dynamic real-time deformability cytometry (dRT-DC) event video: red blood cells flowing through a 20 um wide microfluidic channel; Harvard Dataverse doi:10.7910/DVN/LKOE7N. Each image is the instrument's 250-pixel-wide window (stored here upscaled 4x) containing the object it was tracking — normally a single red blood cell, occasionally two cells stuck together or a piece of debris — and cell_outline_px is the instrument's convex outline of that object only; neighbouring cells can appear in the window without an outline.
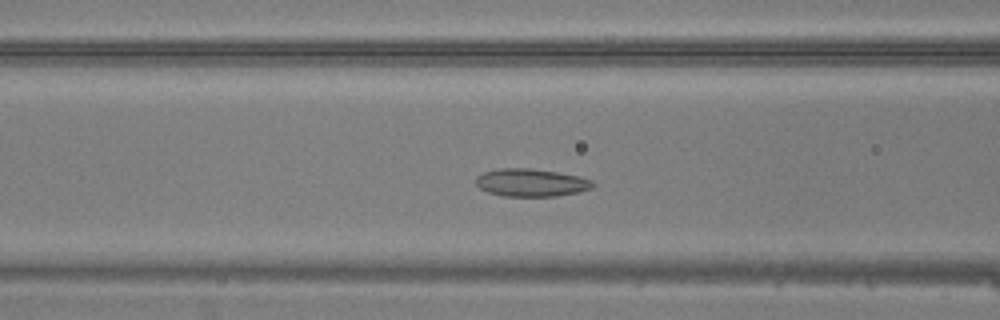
{"species": "common noctule bat (a hibernating species)", "species_latin": "Nyctalus noctula", "temperature_condition": "warm", "stored_images_in_passage": 44, "camera_frame_rate_fps": 3000, "um_per_image_px": 0.085, "animal": {"sex": "male", "body_mass_g": 20.5, "forearm_length_mm": 52.5}, "frame": {"image": 1, "passage_image": 16, "time_ms": 5.0, "image_size_px": [1000, 320], "cell_outline_px": [[596, 184], [592, 188], [576, 192], [556, 196], [504, 196], [488, 192], [480, 188], [476, 184], [476, 176], [484, 172], [500, 168], [528, 168], [556, 172], [580, 176], [592, 180]], "centroid_in_image_um": [45.15, 15.52], "position_along_channel_um": 121.5, "area_um2": 18.84}}
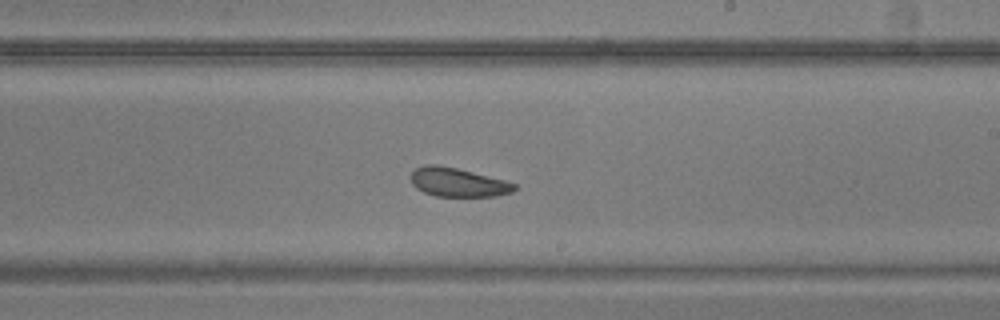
{"frame": {"image": 2, "passage_image": 25, "time_ms": 8.0, "image_size_px": [1000, 320], "cell_outline_px": [[520, 188], [512, 192], [496, 196], [436, 196], [424, 192], [416, 188], [412, 184], [412, 172], [416, 168], [424, 164], [436, 164], [456, 168], [504, 180], [516, 184]], "centroid_in_image_um": [38.94, 15.5], "position_along_channel_um": 250.1, "area_um2": 17.34}}
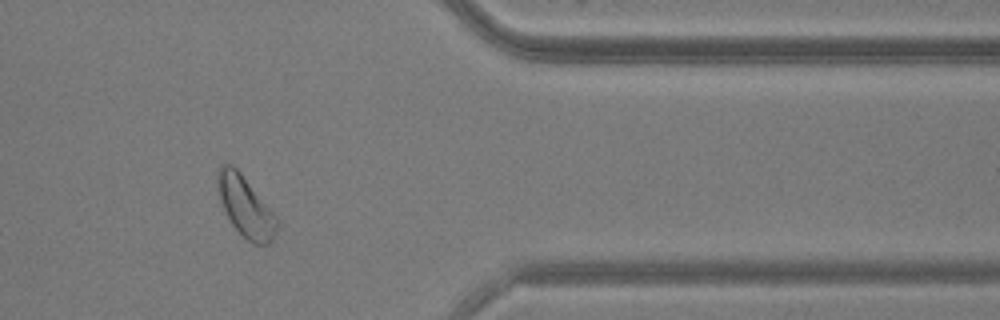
{"frame": {"image": 3, "passage_image": 36, "time_ms": 11.667, "image_size_px": [1000, 320], "cell_outline_px": [[280, 224], [272, 240], [268, 244], [252, 244], [232, 224], [220, 200], [216, 180], [216, 172], [224, 164], [232, 164], [240, 172], [280, 220]], "centroid_in_image_um": [20.89, 17.56], "position_along_channel_um": 390.5, "area_um2": 20.75}}